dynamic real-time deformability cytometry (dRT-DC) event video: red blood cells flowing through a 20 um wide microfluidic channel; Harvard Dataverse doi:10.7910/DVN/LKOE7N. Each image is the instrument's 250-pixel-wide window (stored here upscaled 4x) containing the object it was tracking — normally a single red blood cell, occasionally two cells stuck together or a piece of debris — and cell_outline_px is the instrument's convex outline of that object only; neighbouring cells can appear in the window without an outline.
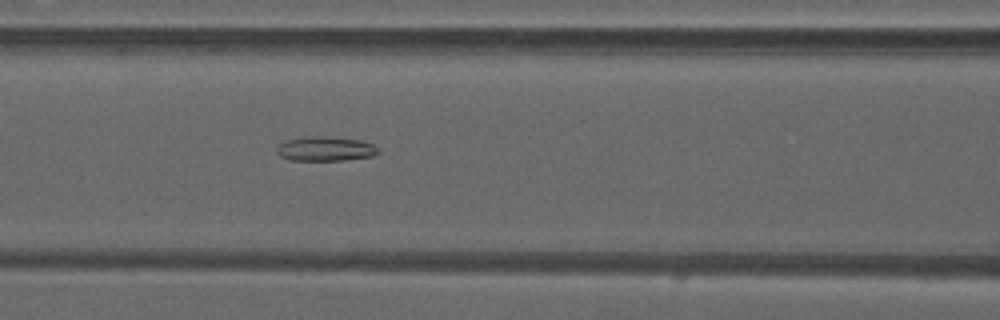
{"species": "common noctule bat (a hibernating species)", "species_latin": "Nyctalus noctula", "temperature_condition": "warm", "stored_images_in_passage": 39, "camera_frame_rate_fps": 3000, "um_per_image_px": 0.085, "animal": {"sex": "male", "forearm_length_mm": 52.5}, "frame": {"image": 1, "passage_image": 11, "time_ms": 3.333, "image_size_px": [1000, 320], "cell_outline_px": [[380, 152], [376, 156], [344, 160], [292, 160], [280, 156], [276, 152], [276, 148], [280, 144], [288, 140], [308, 136], [324, 136], [360, 140], [372, 144], [380, 148]], "centroid_in_image_um": [27.71, 12.65], "position_along_channel_um": 138.9, "area_um2": 14.51}}
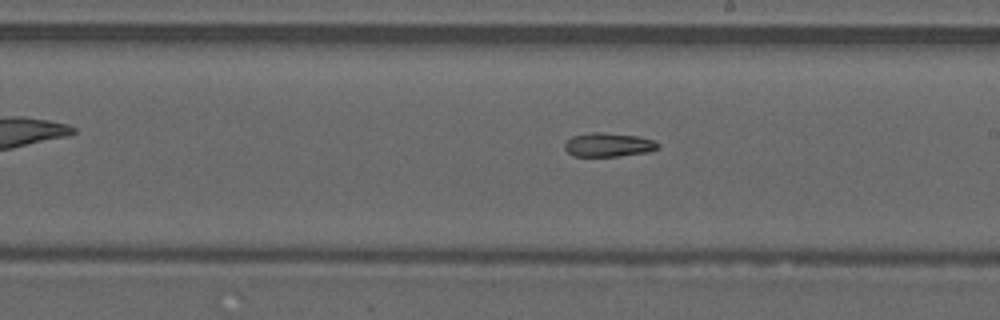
{"frame": {"image": 2, "passage_image": 18, "time_ms": 5.667, "image_size_px": [1000, 320], "cell_outline_px": [[660, 148], [648, 152], [620, 156], [572, 156], [564, 148], [564, 144], [572, 136], [592, 132], [604, 132], [640, 136], [652, 140], [660, 144]], "centroid_in_image_um": [51.73, 12.3], "position_along_channel_um": 237.3, "area_um2": 13.12}}
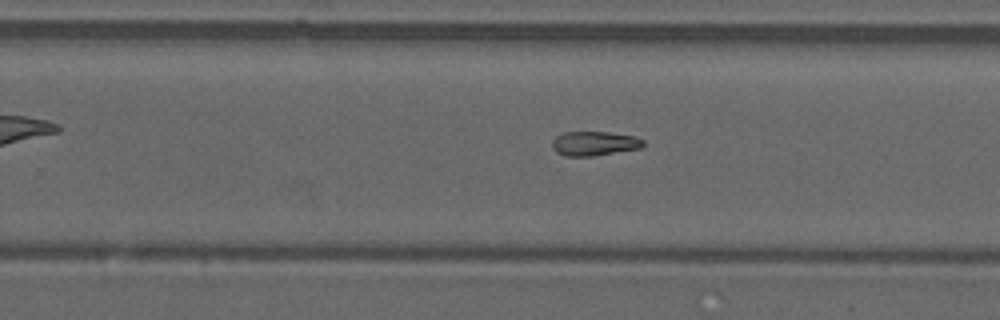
{"frame": {"image": 3, "passage_image": 21, "time_ms": 6.667, "image_size_px": [1000, 320], "cell_outline_px": [[644, 144], [640, 148], [592, 156], [564, 156], [556, 152], [552, 148], [552, 140], [556, 136], [564, 132], [608, 132], [632, 136], [644, 140]], "centroid_in_image_um": [50.47, 12.2], "position_along_channel_um": 279.3, "area_um2": 12.83}}